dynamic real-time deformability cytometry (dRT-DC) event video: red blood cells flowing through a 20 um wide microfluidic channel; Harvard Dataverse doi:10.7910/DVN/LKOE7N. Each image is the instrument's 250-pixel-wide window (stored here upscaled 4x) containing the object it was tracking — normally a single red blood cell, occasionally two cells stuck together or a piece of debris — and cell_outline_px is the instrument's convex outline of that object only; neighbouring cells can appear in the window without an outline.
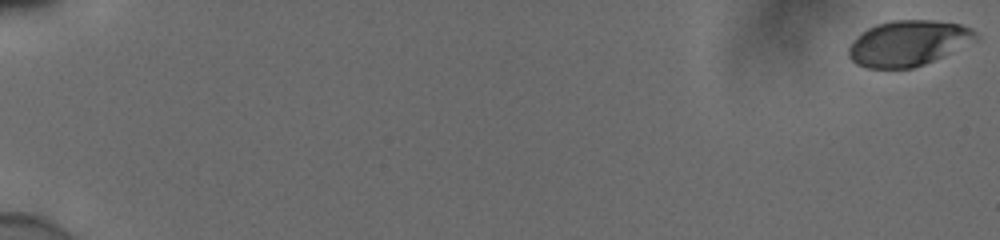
{"species": "human", "species_latin": "Homo sapiens", "temperature_condition": "cold", "stored_images_in_passage": 56, "camera_frame_rate_fps": 3000, "um_per_image_px": 0.085, "donor": {"sex": "male"}, "frame": {"image": 1, "passage_image": 1, "time_ms": 0.0, "image_size_px": [1000, 240], "cell_outline_px": [[980, 36], [976, 40], [924, 64], [912, 68], [868, 68], [856, 64], [848, 56], [848, 48], [868, 28], [876, 24], [892, 20], [932, 20], [960, 24], [972, 28]], "centroid_in_image_um": [77.21, 3.66], "position_along_channel_um": 7.8, "area_um2": 33.29}}
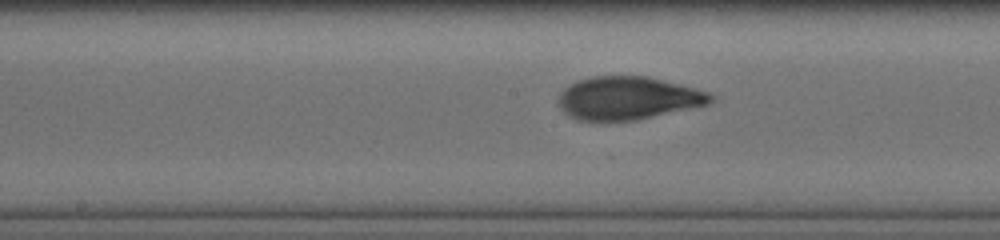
{"frame": {"image": 2, "passage_image": 32, "time_ms": 10.333, "image_size_px": [1000, 240], "cell_outline_px": [[716, 100], [708, 104], [632, 120], [580, 120], [564, 112], [560, 108], [560, 92], [568, 84], [588, 76], [648, 76], [696, 88], [708, 92]], "centroid_in_image_um": [53.37, 8.31], "position_along_channel_um": 194.8, "area_um2": 37.69}}
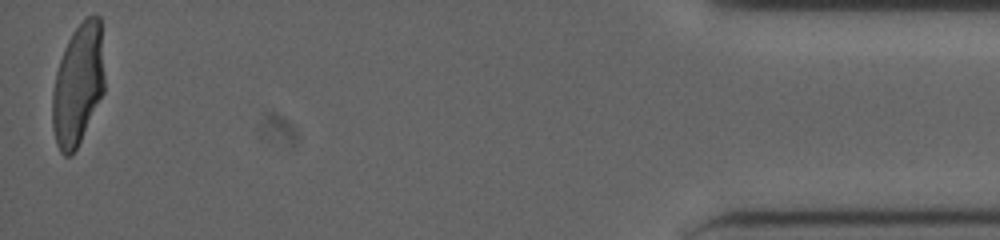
{"frame": {"image": 3, "passage_image": 56, "time_ms": 18.333, "image_size_px": [1000, 240], "cell_outline_px": [[104, 92], [76, 148], [68, 156], [64, 156], [60, 152], [56, 144], [52, 128], [52, 92], [56, 72], [64, 48], [72, 32], [88, 16], [100, 16], [104, 76]], "centroid_in_image_um": [6.61, 7.2], "position_along_channel_um": 428.6, "area_um2": 36.59}, "authors_computed_cell_mechanics": {"area_um2": 36.8186, "velocity_mm_per_s": 3.8648, "shape_relaxation_time_tau1_ms": 4.8384, "shape_relaxation_time_tau2_ms": 0.6039, "deformation_change_tau1": 0.1769, "deformation_change_tau2": 0.058}}